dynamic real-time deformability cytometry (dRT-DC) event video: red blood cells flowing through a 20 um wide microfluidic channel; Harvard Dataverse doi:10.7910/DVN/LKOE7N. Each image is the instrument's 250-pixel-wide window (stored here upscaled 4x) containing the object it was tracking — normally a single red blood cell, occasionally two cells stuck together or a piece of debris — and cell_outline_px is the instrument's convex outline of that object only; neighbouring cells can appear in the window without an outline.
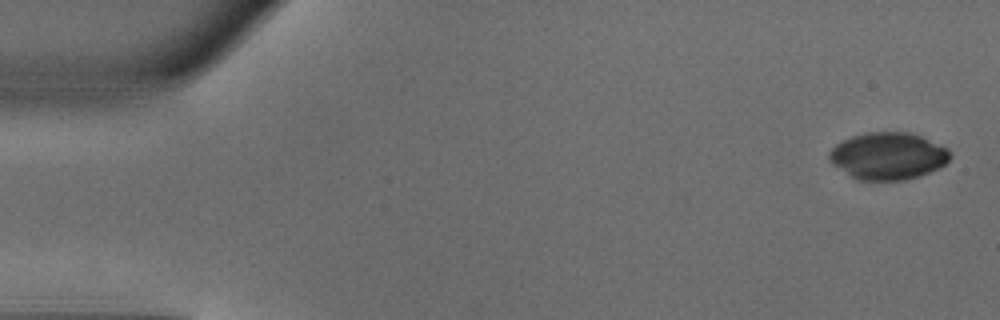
{"species": "common noctule bat (a hibernating species)", "species_latin": "Nyctalus noctula", "temperature_condition": "warm", "stored_images_in_passage": 49, "camera_frame_rate_fps": 3000, "um_per_image_px": 0.085, "animal": {"sex": "male", "body_mass_g": 18.8}, "frame": {"image": 1, "passage_image": 2, "time_ms": 0.333, "image_size_px": [1000, 320], "cell_outline_px": [[952, 156], [940, 168], [920, 176], [904, 180], [860, 180], [852, 176], [828, 160], [828, 152], [836, 144], [852, 136], [868, 132], [908, 132], [920, 136], [948, 148]], "centroid_in_image_um": [75.5, 13.26], "position_along_channel_um": 9.5, "area_um2": 33.0}}
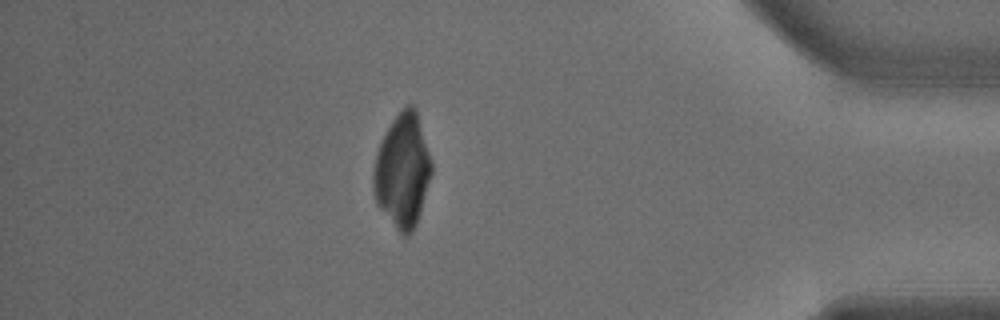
{"frame": {"image": 2, "passage_image": 43, "time_ms": 14.0, "image_size_px": [1000, 320], "cell_outline_px": [[432, 172], [420, 212], [416, 224], [412, 232], [408, 236], [400, 236], [376, 204], [372, 188], [372, 172], [376, 156], [380, 144], [392, 120], [408, 104], [412, 104], [416, 108], [432, 164]], "centroid_in_image_um": [34.19, 14.58], "position_along_channel_um": 401.0, "area_um2": 38.49}}